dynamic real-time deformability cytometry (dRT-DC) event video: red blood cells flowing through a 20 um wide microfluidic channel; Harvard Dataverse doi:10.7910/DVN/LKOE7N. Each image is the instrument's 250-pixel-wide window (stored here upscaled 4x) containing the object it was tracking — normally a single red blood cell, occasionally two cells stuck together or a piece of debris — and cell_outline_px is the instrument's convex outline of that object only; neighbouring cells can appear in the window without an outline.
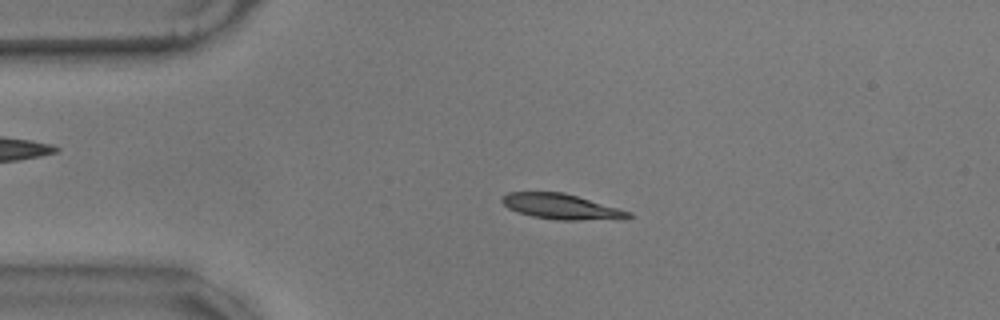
{"species": "common noctule bat (a hibernating species)", "species_latin": "Nyctalus noctula", "temperature_condition": "warm", "stored_images_in_passage": 57, "camera_frame_rate_fps": 3000, "um_per_image_px": 0.085, "animal": {"sex": "male", "body_mass_g": 17.9}, "frame": {"image": 1, "passage_image": 12, "time_ms": 3.667, "image_size_px": [1000, 320], "cell_outline_px": [[632, 216], [624, 220], [556, 220], [532, 216], [508, 208], [500, 200], [500, 196], [508, 192], [564, 192], [632, 212]], "centroid_in_image_um": [47.75, 17.57], "position_along_channel_um": 37.2, "area_um2": 18.9}}
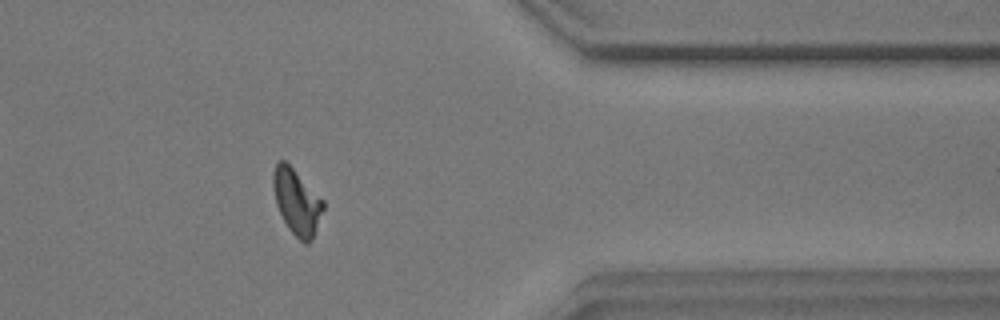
{"frame": {"image": 2, "passage_image": 46, "time_ms": 15.0, "image_size_px": [1000, 320], "cell_outline_px": [[324, 208], [312, 240], [308, 244], [304, 244], [288, 228], [276, 204], [272, 188], [272, 172], [276, 164], [280, 160], [284, 160], [324, 200]], "centroid_in_image_um": [25.21, 17.16], "position_along_channel_um": 386.2, "area_um2": 18.96}}
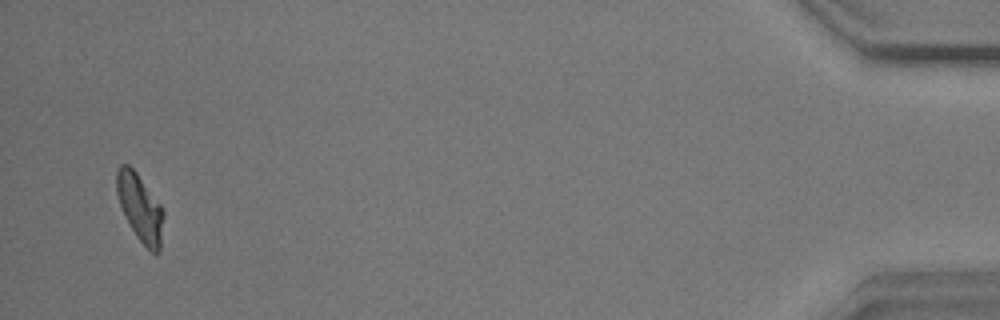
{"frame": {"image": 3, "passage_image": 55, "time_ms": 18.0, "image_size_px": [1000, 320], "cell_outline_px": [[164, 216], [160, 252], [152, 252], [136, 236], [124, 216], [116, 192], [116, 172], [120, 164], [128, 164], [136, 172], [160, 204], [164, 212]], "centroid_in_image_um": [11.9, 17.65], "position_along_channel_um": 423.3, "area_um2": 18.26}, "authors_computed_cell_mechanics": {"area_um2": 18.7272, "velocity_mm_per_s": 3.4927, "shape_relaxation_time_tau1_ms": 3.2275, "shape_relaxation_time_tau2_ms": 1.6434, "deformation_change_tau1": 0.1642, "deformation_change_tau2": 0.0654}}